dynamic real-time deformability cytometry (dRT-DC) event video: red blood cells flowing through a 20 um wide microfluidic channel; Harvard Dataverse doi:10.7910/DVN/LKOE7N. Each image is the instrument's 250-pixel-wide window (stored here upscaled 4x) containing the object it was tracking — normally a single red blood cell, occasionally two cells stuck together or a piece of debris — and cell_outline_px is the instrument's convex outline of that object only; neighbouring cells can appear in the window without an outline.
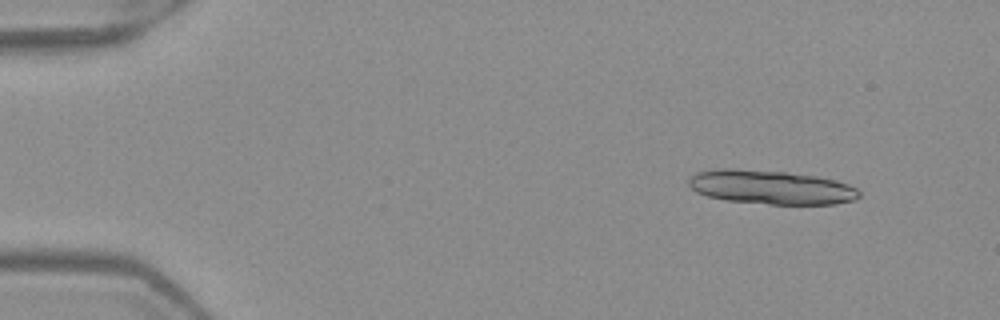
{"species": "Egyptian fruit bat (a non-hibernating species)", "species_latin": "Rousettus aegyptiacus", "temperature_condition": "warm", "stored_images_in_passage": 6, "camera_frame_rate_fps": 3000, "um_per_image_px": 0.085, "frame": {"image": 1, "passage_image": 2, "time_ms": 0.333, "image_size_px": [1000, 320], "cell_outline_px": [[860, 196], [856, 200], [836, 204], [768, 204], [724, 200], [708, 196], [696, 192], [688, 184], [688, 180], [696, 172], [716, 168], [732, 168], [784, 172], [816, 176], [836, 180], [848, 184], [856, 188], [860, 192]], "centroid_in_image_um": [65.53, 15.91], "position_along_channel_um": 19.5, "area_um2": 33.93}}